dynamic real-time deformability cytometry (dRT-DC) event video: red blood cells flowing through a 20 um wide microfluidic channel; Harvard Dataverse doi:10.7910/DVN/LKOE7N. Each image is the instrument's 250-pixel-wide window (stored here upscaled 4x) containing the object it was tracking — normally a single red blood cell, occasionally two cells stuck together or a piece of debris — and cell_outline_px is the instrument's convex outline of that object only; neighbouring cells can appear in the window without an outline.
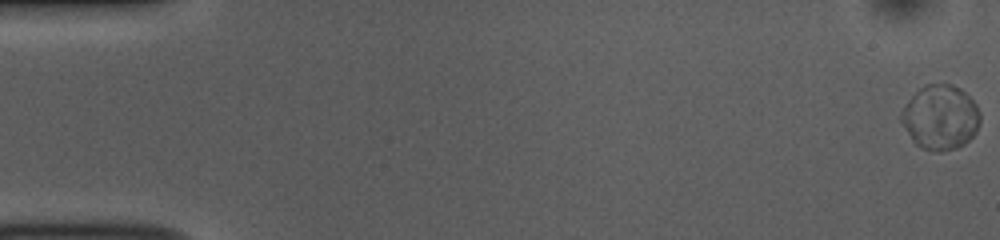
{"species": "common noctule bat (a hibernating species)", "species_latin": "Nyctalus noctula", "temperature_condition": "room temperature", "stored_images_in_passage": 54, "camera_frame_rate_fps": 3000, "um_per_image_px": 0.085, "animal": {"sex": "female", "body_mass_g": 10.0, "forearm_length_mm": 53.1}, "frame": {"image": 1, "passage_image": 1, "time_ms": 0.0, "image_size_px": [1000, 240], "cell_outline_px": [[980, 120], [976, 132], [964, 144], [956, 148], [940, 152], [936, 152], [924, 148], [916, 144], [912, 140], [900, 120], [900, 112], [908, 100], [924, 84], [952, 84], [960, 88], [976, 104], [980, 112]], "centroid_in_image_um": [79.93, 9.97], "position_along_channel_um": 5.1, "area_um2": 29.65}}
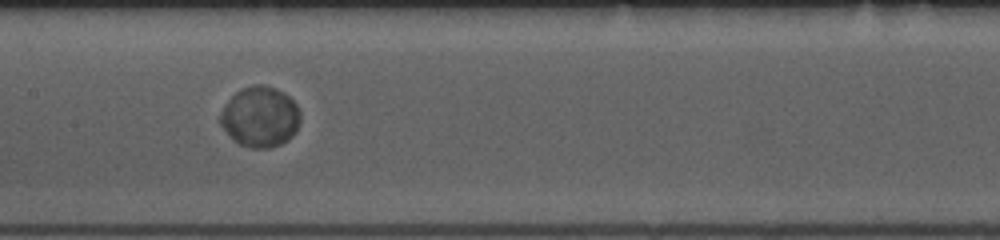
{"frame": {"image": 2, "passage_image": 27, "time_ms": 8.667, "image_size_px": [1000, 240], "cell_outline_px": [[300, 120], [296, 132], [288, 140], [280, 144], [268, 148], [252, 148], [240, 144], [220, 124], [220, 112], [228, 100], [236, 92], [252, 84], [264, 84], [276, 88], [284, 92], [296, 104], [300, 112]], "centroid_in_image_um": [22.14, 9.91], "position_along_channel_um": 185.3, "area_um2": 28.09}}
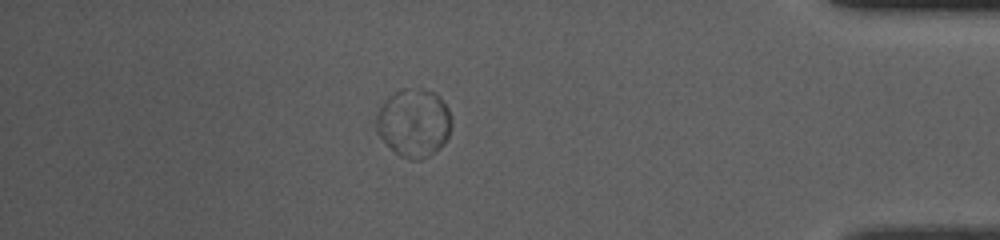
{"frame": {"image": 3, "passage_image": 47, "time_ms": 15.333, "image_size_px": [1000, 240], "cell_outline_px": [[452, 124], [448, 136], [444, 144], [440, 148], [428, 156], [420, 160], [408, 160], [400, 156], [376, 132], [376, 112], [384, 100], [400, 88], [424, 88], [436, 92], [440, 96], [448, 108], [452, 120]], "centroid_in_image_um": [35.19, 10.41], "position_along_channel_um": 400.0, "area_um2": 30.35}, "authors_computed_cell_mechanics": {"area_um2": 28.1775, "velocity_mm_per_s": 3.7715, "shape_relaxation_time_tau1_ms": 2.0355, "shape_relaxation_time_tau2_ms": null, "deformation_change_tau1": 0.0339, "deformation_change_tau2": null}}